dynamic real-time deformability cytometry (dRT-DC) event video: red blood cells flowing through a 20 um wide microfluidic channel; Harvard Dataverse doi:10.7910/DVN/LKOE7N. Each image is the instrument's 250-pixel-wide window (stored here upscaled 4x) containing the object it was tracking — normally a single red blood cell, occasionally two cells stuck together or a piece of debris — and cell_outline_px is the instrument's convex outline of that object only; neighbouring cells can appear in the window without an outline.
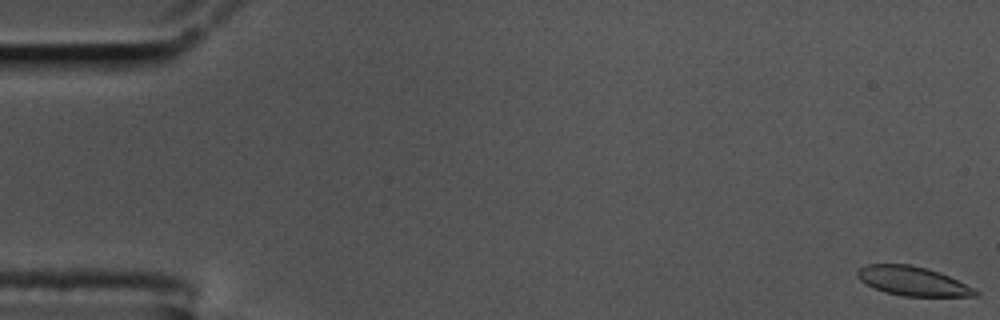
{"species": "common noctule bat (a hibernating species)", "species_latin": "Nyctalus noctula", "temperature_condition": "cold", "stored_images_in_passage": 59, "camera_frame_rate_fps": 3000, "um_per_image_px": 0.085, "animal": {"sex": "male", "body_mass_g": 17.5, "forearm_length_mm": 52.3}, "frame": {"image": 1, "passage_image": 1, "time_ms": 0.0, "image_size_px": [1000, 320], "cell_outline_px": [[980, 296], [904, 296], [884, 292], [860, 280], [856, 276], [856, 272], [864, 264], [908, 264], [928, 268], [940, 272], [980, 292]], "centroid_in_image_um": [77.56, 23.88], "position_along_channel_um": 7.4, "area_um2": 19.88}}
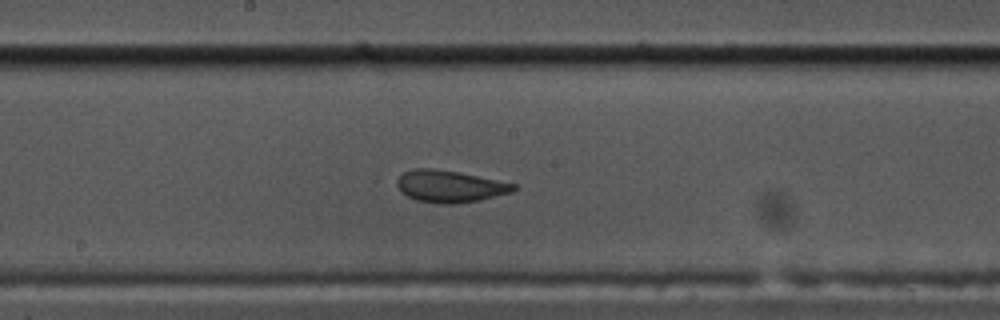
{"frame": {"image": 2, "passage_image": 31, "time_ms": 10.0, "image_size_px": [1000, 320], "cell_outline_px": [[516, 188], [512, 192], [480, 200], [452, 204], [444, 204], [416, 200], [400, 192], [396, 184], [396, 180], [404, 172], [416, 168], [432, 168], [456, 172], [516, 184]], "centroid_in_image_um": [38.2, 15.84], "position_along_channel_um": 210.0, "area_um2": 21.44}}
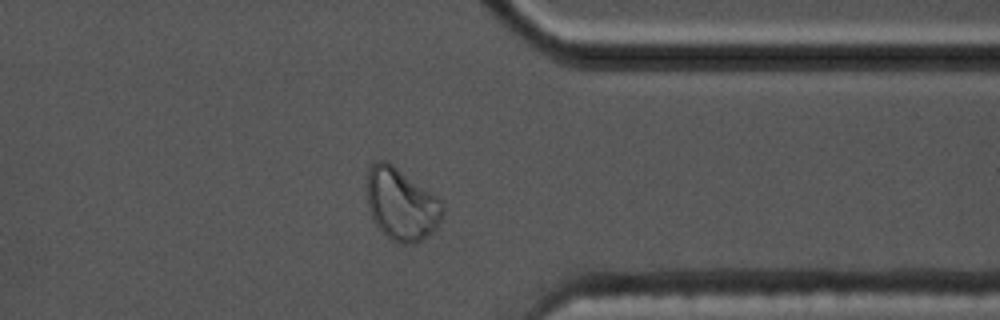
{"frame": {"image": 3, "passage_image": 46, "time_ms": 15.0, "image_size_px": [1000, 320], "cell_outline_px": [[444, 212], [436, 228], [428, 236], [412, 244], [400, 244], [392, 240], [372, 220], [368, 208], [364, 188], [368, 168], [376, 160], [388, 160], [436, 196], [444, 204]], "centroid_in_image_um": [34.07, 17.32], "position_along_channel_um": 377.3, "area_um2": 32.37}}